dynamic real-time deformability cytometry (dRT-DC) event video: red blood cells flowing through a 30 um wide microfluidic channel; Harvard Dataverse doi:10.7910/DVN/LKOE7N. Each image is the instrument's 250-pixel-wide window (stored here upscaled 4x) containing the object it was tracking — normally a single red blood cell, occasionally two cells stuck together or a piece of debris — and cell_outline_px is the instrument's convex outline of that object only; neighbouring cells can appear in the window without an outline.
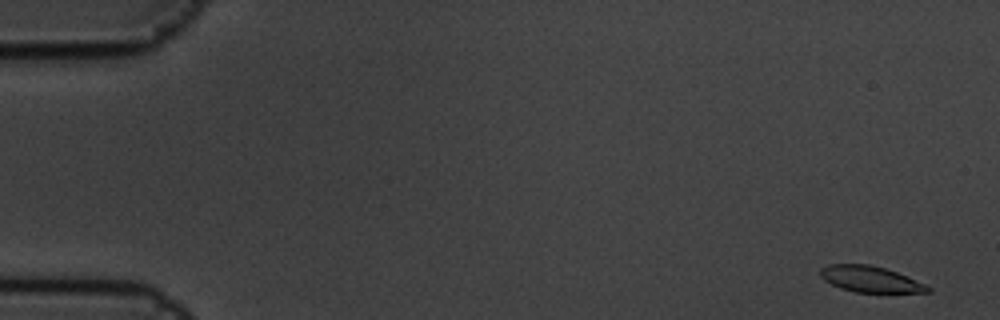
{"species": "common noctule bat (a hibernating species)", "species_latin": "Nyctalus noctula", "temperature_condition": "cold", "stored_images_in_passage": 5, "camera_frame_rate_fps": 3000, "um_per_image_px": 0.085, "animal": {"sex": "male", "body_mass_g": 19.5, "forearm_length_mm": 54.6}, "frame": {"image": 1, "passage_image": 1, "time_ms": 0.0, "image_size_px": [1000, 320], "cell_outline_px": [[932, 292], [856, 292], [840, 288], [824, 280], [820, 276], [820, 268], [828, 264], [868, 264], [884, 268], [896, 272], [924, 284], [932, 288]], "centroid_in_image_um": [73.94, 23.72], "position_along_channel_um": 11.1, "area_um2": 16.13}}
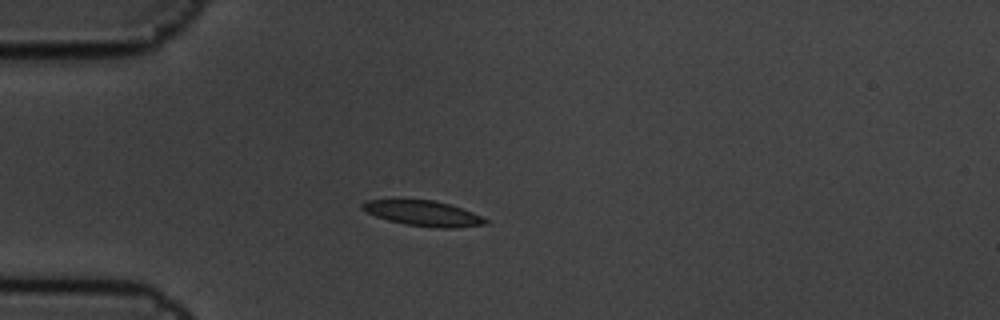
{"frame": {"image": 2, "passage_image": 5, "time_ms": 1.333, "image_size_px": [1000, 320], "cell_outline_px": [[488, 224], [456, 228], [436, 228], [404, 224], [388, 220], [376, 216], [360, 208], [360, 204], [364, 200], [432, 200], [448, 204], [472, 212], [488, 220]], "centroid_in_image_um": [35.96, 18.14], "position_along_channel_um": 49.0, "area_um2": 18.03}}